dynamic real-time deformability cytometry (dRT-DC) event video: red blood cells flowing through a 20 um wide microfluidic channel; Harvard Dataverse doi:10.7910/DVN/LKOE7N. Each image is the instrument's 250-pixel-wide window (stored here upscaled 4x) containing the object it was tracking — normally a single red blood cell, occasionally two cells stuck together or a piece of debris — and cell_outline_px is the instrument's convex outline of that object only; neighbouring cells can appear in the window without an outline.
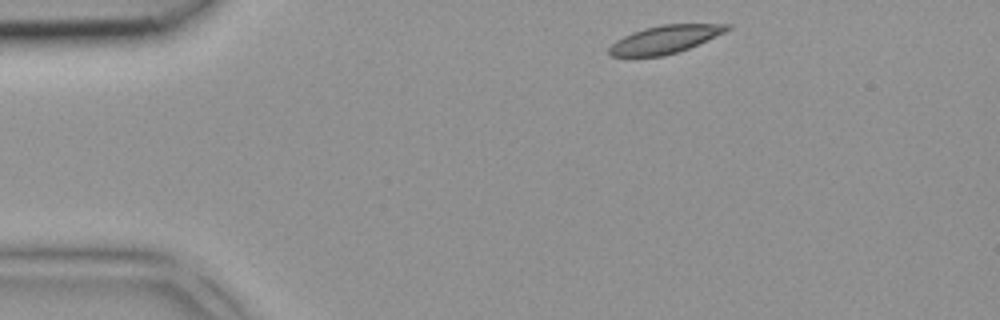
{"species": "common noctule bat (a hibernating species)", "species_latin": "Nyctalus noctula", "temperature_condition": "room temperature", "stored_images_in_passage": 37, "camera_frame_rate_fps": 3000, "um_per_image_px": 0.085, "animal": {"sex": "female", "body_mass_g": 18.4}, "frame": {"image": 1, "passage_image": 1, "time_ms": 0.0, "image_size_px": [1000, 320], "cell_outline_px": [[732, 28], [724, 32], [688, 48], [664, 56], [612, 56], [608, 52], [608, 48], [616, 40], [632, 32], [644, 28], [660, 24], [732, 24]], "centroid_in_image_um": [56.51, 3.33], "position_along_channel_um": 28.5, "area_um2": 18.96}}
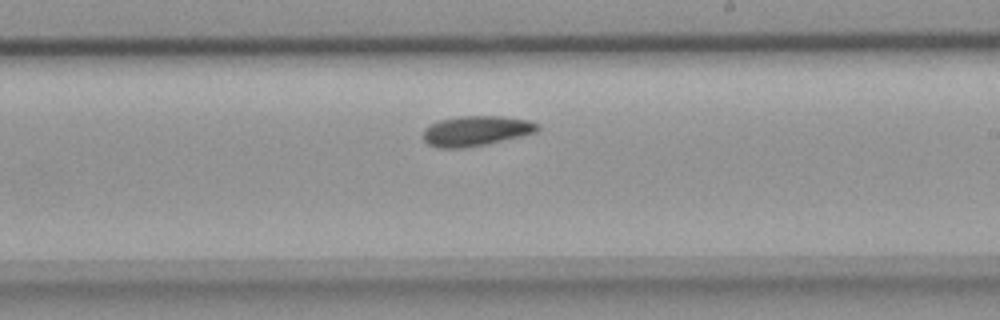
{"frame": {"image": 2, "passage_image": 19, "time_ms": 6.0, "image_size_px": [1000, 320], "cell_outline_px": [[540, 128], [536, 132], [488, 144], [464, 148], [436, 148], [428, 144], [424, 140], [424, 128], [440, 120], [460, 116], [504, 116], [528, 120], [540, 124]], "centroid_in_image_um": [40.48, 11.13], "position_along_channel_um": 248.5, "area_um2": 20.11}}
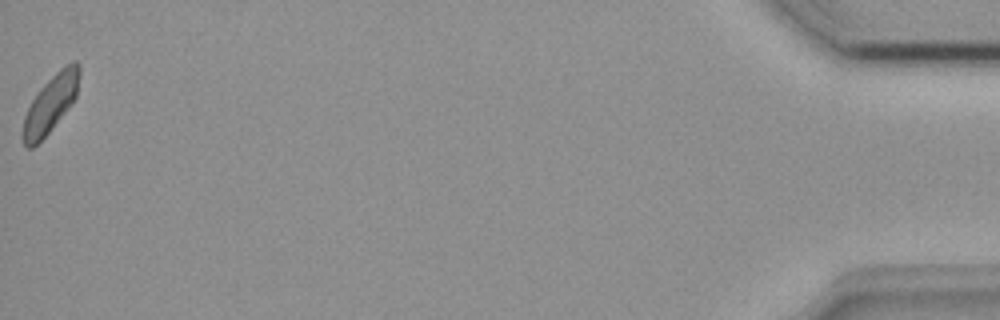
{"frame": {"image": 3, "passage_image": 37, "time_ms": 12.0, "image_size_px": [1000, 320], "cell_outline_px": [[80, 72], [76, 96], [68, 108], [48, 132], [32, 148], [28, 148], [24, 144], [20, 136], [24, 116], [32, 100], [40, 88], [60, 68], [72, 60], [76, 60], [80, 64]], "centroid_in_image_um": [4.28, 8.8], "position_along_channel_um": 430.9, "area_um2": 18.73}}